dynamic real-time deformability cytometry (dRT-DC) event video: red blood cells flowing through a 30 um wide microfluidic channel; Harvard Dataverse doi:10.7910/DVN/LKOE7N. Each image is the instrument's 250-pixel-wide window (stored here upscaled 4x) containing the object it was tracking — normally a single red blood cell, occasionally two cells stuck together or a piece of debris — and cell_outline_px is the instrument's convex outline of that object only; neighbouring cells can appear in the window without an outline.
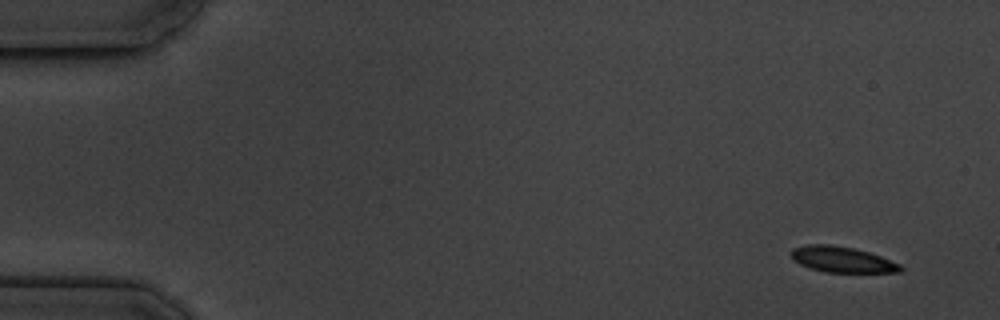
{"species": "common noctule bat (a hibernating species)", "species_latin": "Nyctalus noctula", "temperature_condition": "cold", "stored_images_in_passage": 4, "camera_frame_rate_fps": 3000, "um_per_image_px": 0.085, "animal": {"sex": "male", "body_mass_g": 19.5, "forearm_length_mm": 54.6}, "frame": {"image": 1, "passage_image": 1, "time_ms": 0.0, "image_size_px": [1000, 320], "cell_outline_px": [[904, 268], [900, 272], [824, 272], [808, 268], [792, 260], [792, 248], [808, 244], [832, 244], [852, 248], [868, 252], [880, 256], [900, 264]], "centroid_in_image_um": [71.55, 22.06], "position_along_channel_um": 13.4, "area_um2": 16.42}}
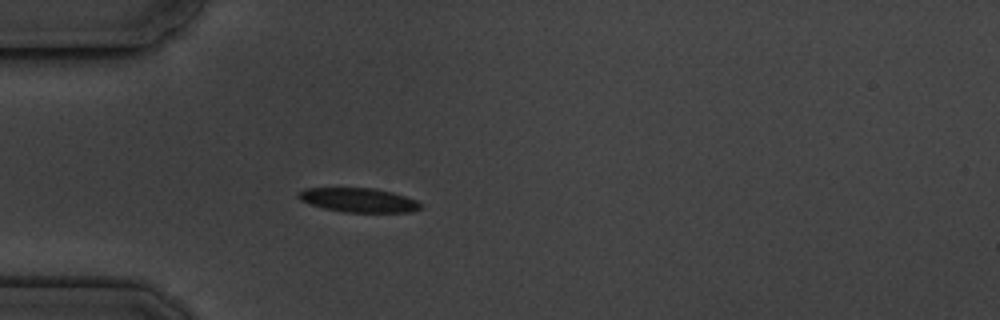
{"frame": {"image": 2, "passage_image": 4, "time_ms": 4.333, "image_size_px": [1000, 320], "cell_outline_px": [[420, 208], [412, 212], [344, 212], [324, 208], [300, 200], [296, 196], [296, 192], [304, 188], [376, 188], [392, 192], [416, 200], [420, 204]], "centroid_in_image_um": [30.44, 17.0], "position_along_channel_um": 54.6, "area_um2": 17.17}}